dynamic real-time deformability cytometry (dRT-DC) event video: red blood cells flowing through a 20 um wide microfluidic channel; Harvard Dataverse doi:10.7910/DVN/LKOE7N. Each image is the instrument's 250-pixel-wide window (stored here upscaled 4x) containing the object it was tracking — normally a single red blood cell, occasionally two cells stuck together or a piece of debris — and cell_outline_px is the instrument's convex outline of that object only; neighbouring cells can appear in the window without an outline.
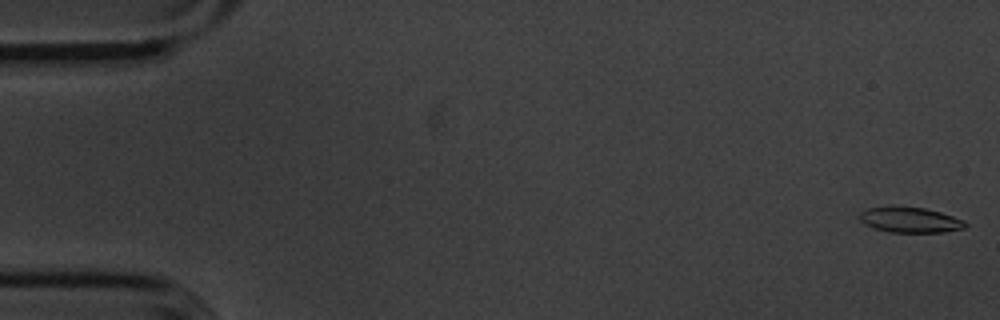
{"species": "common noctule bat (a hibernating species)", "species_latin": "Nyctalus noctula", "temperature_condition": "cold", "stored_images_in_passage": 55, "camera_frame_rate_fps": 3000, "um_per_image_px": 0.085, "animal": {"sex": "male", "body_mass_g": 20.1, "forearm_length_mm": 53.5}, "frame": {"image": 1, "passage_image": 1, "time_ms": 0.0, "image_size_px": [1000, 320], "cell_outline_px": [[968, 224], [964, 228], [944, 232], [888, 232], [872, 228], [864, 224], [860, 220], [860, 212], [868, 208], [892, 204], [924, 208], [940, 212], [964, 220]], "centroid_in_image_um": [77.3, 18.66], "position_along_channel_um": 7.7, "area_um2": 16.07}}
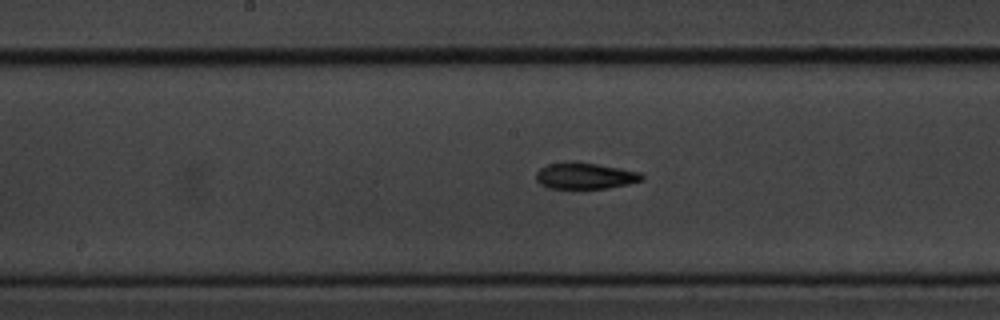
{"frame": {"image": 2, "passage_image": 28, "time_ms": 9.0, "image_size_px": [1000, 320], "cell_outline_px": [[644, 180], [628, 184], [608, 188], [548, 188], [540, 184], [536, 180], [536, 172], [540, 168], [548, 164], [572, 160], [576, 160], [620, 168], [640, 172], [644, 176]], "centroid_in_image_um": [49.72, 14.93], "position_along_channel_um": 198.5, "area_um2": 16.47}}
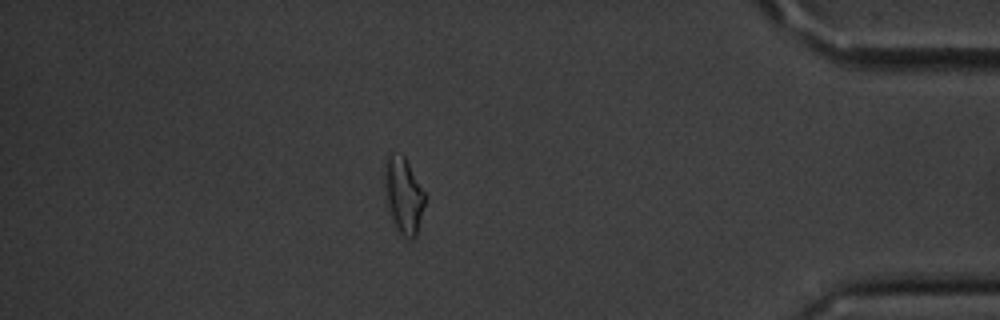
{"frame": {"image": 3, "passage_image": 48, "time_ms": 15.667, "image_size_px": [1000, 320], "cell_outline_px": [[428, 196], [416, 236], [412, 240], [404, 236], [400, 232], [392, 216], [388, 204], [384, 184], [384, 160], [388, 152], [400, 152], [404, 156]], "centroid_in_image_um": [34.33, 16.51], "position_along_channel_um": 400.9, "area_um2": 18.09}, "authors_computed_cell_mechanics": {"area_um2": 16.473, "velocity_mm_per_s": 3.6217, "shape_relaxation_time_tau1_ms": 4.5595, "shape_relaxation_time_tau2_ms": 4.6032, "deformation_change_tau1": 0.1461, "deformation_change_tau2": 0.1164}}